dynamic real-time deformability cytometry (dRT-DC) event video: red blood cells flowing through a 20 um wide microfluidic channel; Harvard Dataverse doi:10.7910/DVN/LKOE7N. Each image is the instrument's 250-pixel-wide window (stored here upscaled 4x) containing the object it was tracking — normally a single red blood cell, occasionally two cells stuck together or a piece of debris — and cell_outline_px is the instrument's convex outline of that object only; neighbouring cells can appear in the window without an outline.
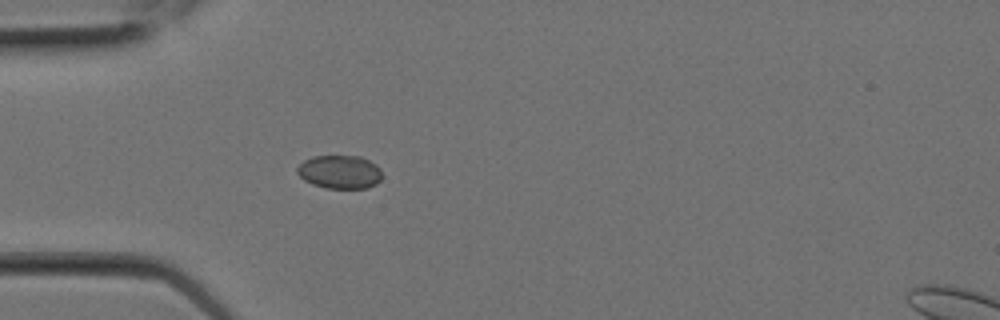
{"species": "Egyptian fruit bat (a non-hibernating species)", "species_latin": "Rousettus aegyptiacus", "temperature_condition": "room temperature", "stored_images_in_passage": 1, "camera_frame_rate_fps": 3000, "um_per_image_px": 0.085, "animal": {"sex": "female"}, "frame": {"image": 1, "passage_image": 1, "time_ms": 0.0, "image_size_px": [1000, 320], "cell_outline_px": [[380, 180], [376, 184], [368, 188], [324, 188], [312, 184], [304, 180], [296, 172], [296, 168], [304, 160], [312, 156], [360, 156], [376, 164], [380, 168]], "centroid_in_image_um": [28.86, 14.61], "position_along_channel_um": 56.1, "area_um2": 16.59}}